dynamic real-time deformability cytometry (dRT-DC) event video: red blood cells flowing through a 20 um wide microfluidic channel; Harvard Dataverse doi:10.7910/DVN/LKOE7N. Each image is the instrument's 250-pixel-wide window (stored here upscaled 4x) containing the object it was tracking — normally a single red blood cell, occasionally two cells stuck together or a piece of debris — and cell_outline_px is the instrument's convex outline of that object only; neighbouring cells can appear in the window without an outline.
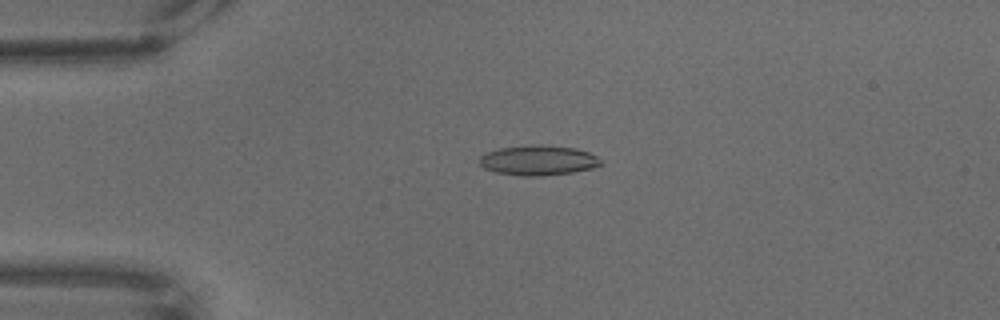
{"species": "common noctule bat (a hibernating species)", "species_latin": "Nyctalus noctula", "temperature_condition": "warm", "stored_images_in_passage": 68, "camera_frame_rate_fps": 3000, "um_per_image_px": 0.085, "animal": {"sex": "male", "body_mass_g": 18.8}, "frame": {"image": 1, "passage_image": 16, "time_ms": 5.0, "image_size_px": [1000, 320], "cell_outline_px": [[604, 164], [592, 168], [572, 172], [540, 176], [524, 176], [496, 172], [484, 168], [480, 164], [480, 156], [484, 152], [500, 148], [528, 144], [536, 144], [576, 148], [588, 152], [596, 156]], "centroid_in_image_um": [45.73, 13.61], "position_along_channel_um": 39.3, "area_um2": 21.27}}
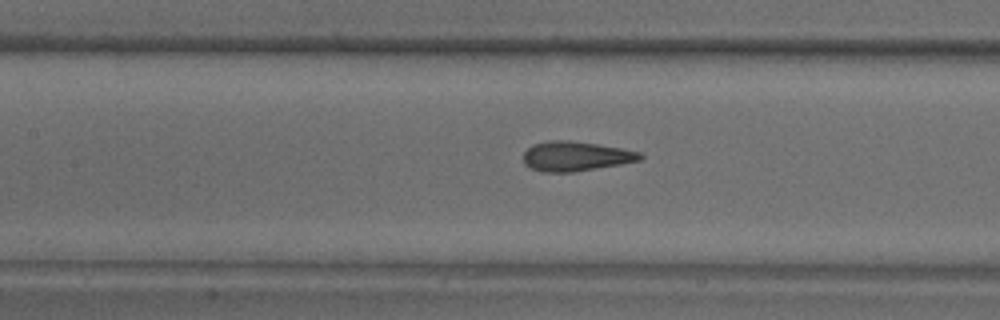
{"frame": {"image": 2, "passage_image": 31, "time_ms": 10.0, "image_size_px": [1000, 320], "cell_outline_px": [[644, 156], [640, 160], [620, 164], [572, 172], [544, 172], [528, 168], [524, 164], [524, 152], [532, 144], [548, 140], [568, 140], [596, 144], [620, 148], [640, 152]], "centroid_in_image_um": [48.89, 13.28], "position_along_channel_um": 158.5, "area_um2": 20.11}}
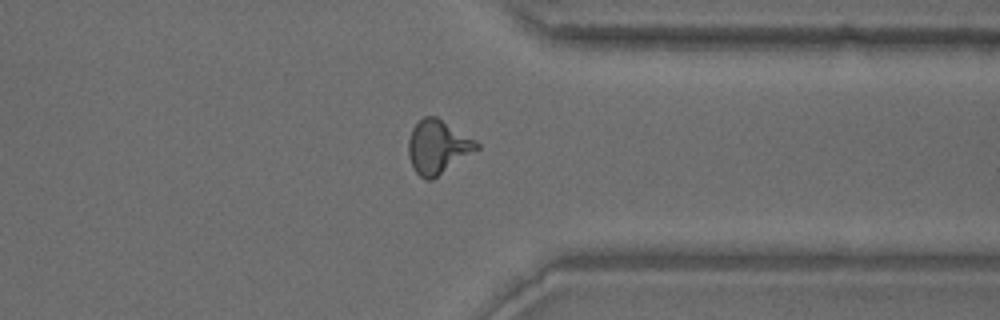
{"frame": {"image": 3, "passage_image": 53, "time_ms": 17.333, "image_size_px": [1000, 320], "cell_outline_px": [[480, 148], [432, 180], [424, 180], [416, 172], [408, 156], [408, 140], [412, 128], [424, 116], [436, 116], [476, 140], [480, 144]], "centroid_in_image_um": [37.21, 12.49], "position_along_channel_um": 374.2, "area_um2": 21.33}}